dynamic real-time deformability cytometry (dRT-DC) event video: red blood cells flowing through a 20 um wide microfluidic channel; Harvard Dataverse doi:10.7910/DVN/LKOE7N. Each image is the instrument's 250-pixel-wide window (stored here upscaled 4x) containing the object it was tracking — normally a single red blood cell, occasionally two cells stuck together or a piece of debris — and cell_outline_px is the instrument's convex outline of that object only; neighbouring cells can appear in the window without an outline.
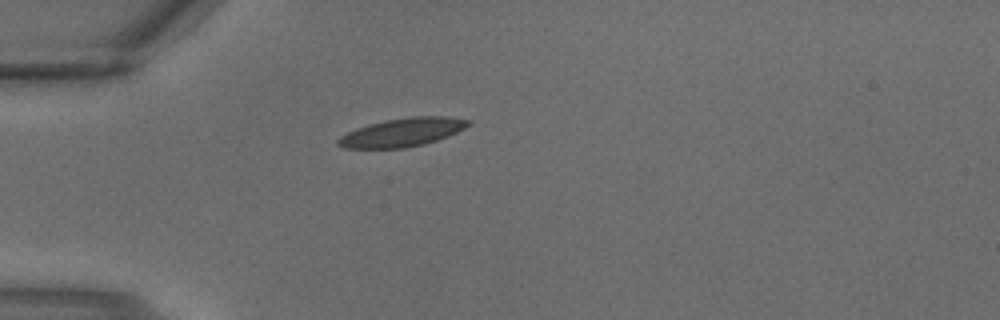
{"species": "common noctule bat (a hibernating species)", "species_latin": "Nyctalus noctula", "temperature_condition": "warm", "stored_images_in_passage": 1, "camera_frame_rate_fps": 3000, "um_per_image_px": 0.085, "animal": {"sex": "male", "body_mass_g": 18.8}, "frame": {"image": 1, "passage_image": 1, "time_ms": 0.0, "image_size_px": [1000, 320], "cell_outline_px": [[472, 124], [448, 136], [424, 144], [404, 148], [344, 148], [336, 144], [336, 140], [340, 136], [356, 128], [388, 120], [412, 116], [448, 116], [472, 120]], "centroid_in_image_um": [34.22, 11.25], "position_along_channel_um": 50.8, "area_um2": 21.5}}